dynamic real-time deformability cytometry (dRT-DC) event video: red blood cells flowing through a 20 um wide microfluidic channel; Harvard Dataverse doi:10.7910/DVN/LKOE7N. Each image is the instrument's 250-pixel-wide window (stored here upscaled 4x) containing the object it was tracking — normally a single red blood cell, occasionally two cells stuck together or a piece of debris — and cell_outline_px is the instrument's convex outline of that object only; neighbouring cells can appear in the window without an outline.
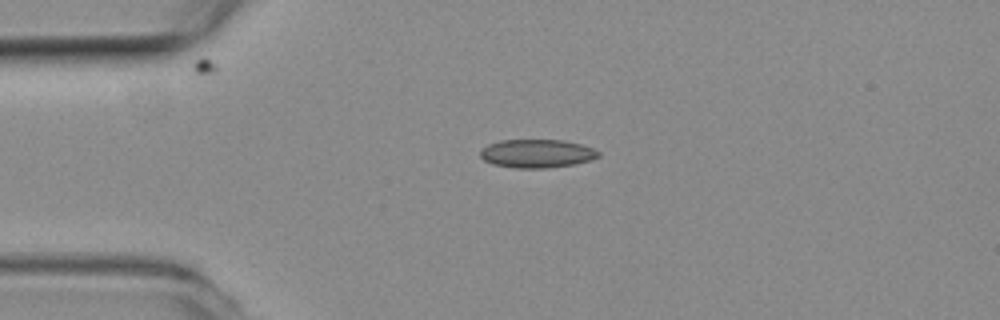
{"species": "common noctule bat (a hibernating species)", "species_latin": "Nyctalus noctula", "temperature_condition": "room temperature", "stored_images_in_passage": 43, "camera_frame_rate_fps": 3000, "um_per_image_px": 0.085, "animal": {"sex": "female", "body_mass_g": 19.3, "forearm_length_mm": 54.1}, "frame": {"image": 1, "passage_image": 1, "time_ms": 0.0, "image_size_px": [1000, 320], "cell_outline_px": [[600, 156], [588, 160], [572, 164], [548, 168], [516, 168], [492, 164], [484, 160], [480, 156], [480, 152], [488, 144], [500, 140], [560, 140], [580, 144], [592, 148], [600, 152]], "centroid_in_image_um": [45.61, 13.05], "position_along_channel_um": 39.4, "area_um2": 19.36}}
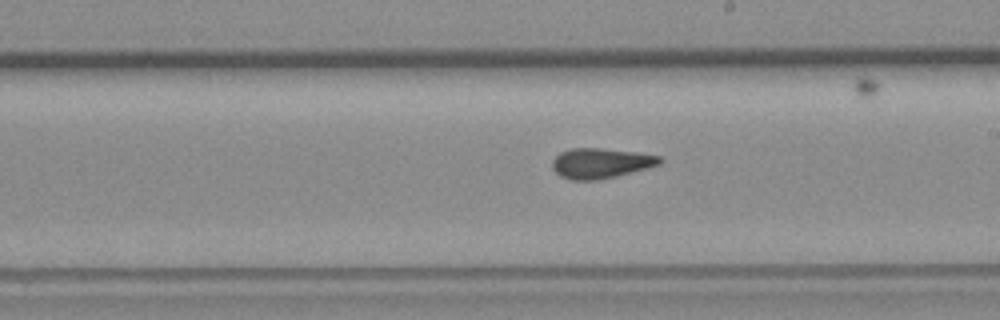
{"frame": {"image": 2, "passage_image": 19, "time_ms": 6.0, "image_size_px": [1000, 320], "cell_outline_px": [[664, 160], [660, 164], [648, 168], [616, 176], [596, 180], [572, 180], [560, 176], [552, 168], [552, 160], [560, 152], [572, 148], [600, 148], [640, 152], [660, 156]], "centroid_in_image_um": [51.08, 13.86], "position_along_channel_um": 237.9, "area_um2": 19.02}}
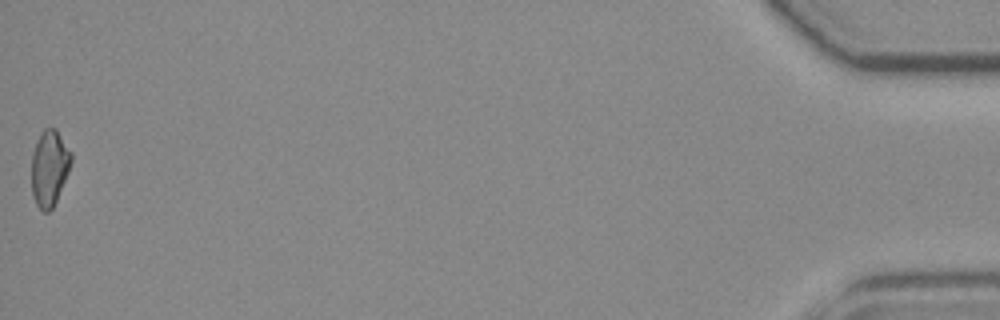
{"frame": {"image": 3, "passage_image": 43, "time_ms": 14.0, "image_size_px": [1000, 320], "cell_outline_px": [[72, 160], [68, 172], [56, 200], [52, 208], [48, 212], [44, 212], [36, 204], [32, 196], [32, 152], [36, 140], [40, 132], [44, 128], [56, 128], [72, 152]], "centroid_in_image_um": [4.19, 14.23], "position_along_channel_um": 431.0, "area_um2": 17.63}, "authors_computed_cell_mechanics": {"area_um2": 18.4382, "velocity_mm_per_s": 3.7442, "shape_relaxation_time_tau1_ms": null, "shape_relaxation_time_tau2_ms": 2.44, "deformation_change_tau1": null, "deformation_change_tau2": 0.0895}}